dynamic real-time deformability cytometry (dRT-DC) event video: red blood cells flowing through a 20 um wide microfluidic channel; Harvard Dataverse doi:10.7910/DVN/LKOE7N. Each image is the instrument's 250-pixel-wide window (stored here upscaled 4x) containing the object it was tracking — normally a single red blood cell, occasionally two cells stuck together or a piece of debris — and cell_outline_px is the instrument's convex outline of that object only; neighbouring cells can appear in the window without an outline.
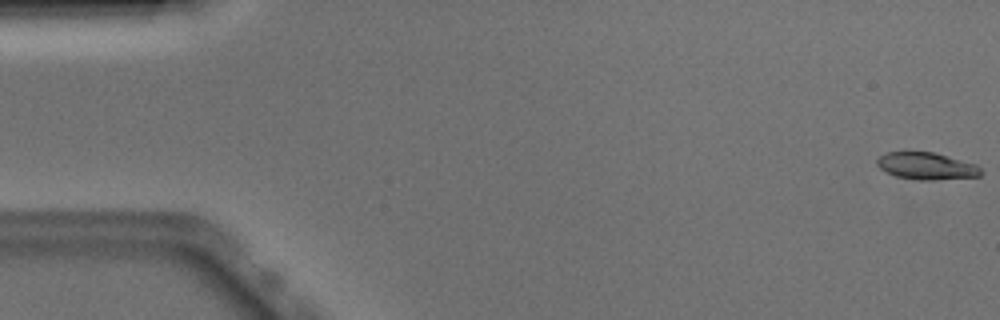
{"species": "Egyptian fruit bat (a non-hibernating species)", "species_latin": "Rousettus aegyptiacus", "temperature_condition": "warm", "stored_images_in_passage": 14, "camera_frame_rate_fps": 3000, "um_per_image_px": 0.085, "animal": {"sex": "male"}, "frame": {"image": 1, "passage_image": 1, "time_ms": 0.0, "image_size_px": [1000, 320], "cell_outline_px": [[984, 172], [980, 176], [928, 180], [916, 180], [896, 176], [880, 168], [876, 164], [876, 160], [880, 156], [888, 152], [904, 148], [908, 148], [936, 152], [976, 164]], "centroid_in_image_um": [78.71, 14.05], "position_along_channel_um": 6.3, "area_um2": 17.11}}
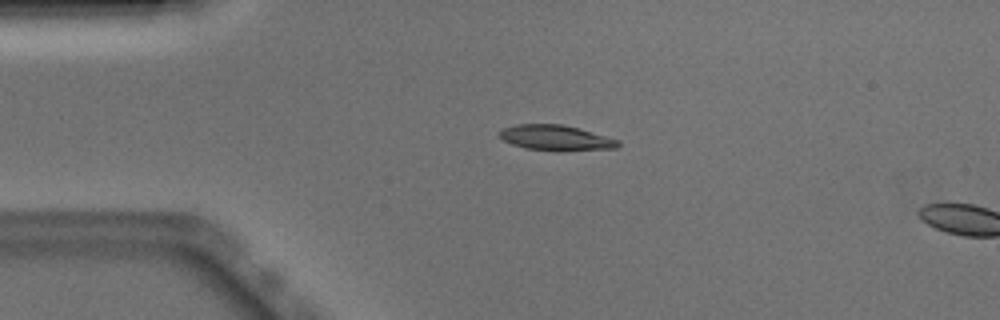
{"frame": {"image": 2, "passage_image": 12, "time_ms": 3.667, "image_size_px": [1000, 320], "cell_outline_px": [[620, 144], [616, 148], [560, 152], [524, 148], [512, 144], [496, 136], [496, 132], [504, 128], [516, 124], [560, 124], [576, 128], [620, 140]], "centroid_in_image_um": [47.2, 11.73], "position_along_channel_um": 37.8, "area_um2": 17.74}}